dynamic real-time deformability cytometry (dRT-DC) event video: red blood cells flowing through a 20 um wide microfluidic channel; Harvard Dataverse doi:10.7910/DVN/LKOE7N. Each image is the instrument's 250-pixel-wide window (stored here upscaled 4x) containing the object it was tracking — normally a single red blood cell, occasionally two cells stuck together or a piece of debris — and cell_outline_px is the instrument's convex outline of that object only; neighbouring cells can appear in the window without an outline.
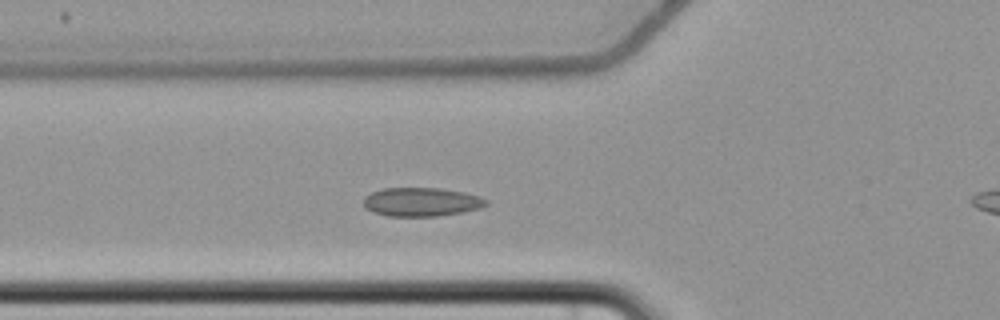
{"species": "common noctule bat (a hibernating species)", "species_latin": "Nyctalus noctula", "temperature_condition": "cold", "stored_images_in_passage": 5, "segment_of_instrument_passage": [1, 2], "camera_frame_rate_fps": 3000, "um_per_image_px": 0.085, "animal": {"sex": "female", "body_mass_g": 22.7, "forearm_length_mm": 54.2}, "frame": {"image": 1, "passage_image": 4, "time_ms": 3.667, "image_size_px": [1000, 320], "cell_outline_px": [[488, 204], [480, 208], [460, 212], [436, 216], [388, 216], [372, 212], [364, 208], [364, 196], [372, 192], [384, 188], [440, 188], [464, 192], [480, 196], [488, 200]], "centroid_in_image_um": [35.81, 17.16], "position_along_channel_um": 90.0, "area_um2": 20.58}}